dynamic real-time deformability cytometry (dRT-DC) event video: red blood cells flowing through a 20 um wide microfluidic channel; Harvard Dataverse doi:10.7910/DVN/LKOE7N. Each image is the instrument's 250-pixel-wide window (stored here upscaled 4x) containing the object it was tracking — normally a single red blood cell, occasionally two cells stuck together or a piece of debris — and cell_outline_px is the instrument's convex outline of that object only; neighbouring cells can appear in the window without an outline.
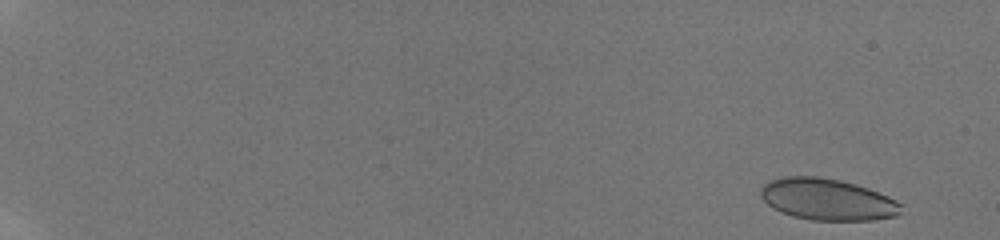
{"species": "human", "species_latin": "Homo sapiens", "temperature_condition": "room temperature", "stored_images_in_passage": 28, "camera_frame_rate_fps": 3000, "um_per_image_px": 0.085, "donor": {"sex": "male"}, "frame": {"image": 1, "passage_image": 2, "time_ms": 0.667, "image_size_px": [1000, 240], "cell_outline_px": [[904, 204], [900, 212], [896, 216], [872, 220], [812, 220], [792, 216], [772, 208], [760, 196], [760, 188], [764, 184], [772, 180], [784, 176], [820, 176], [840, 180], [856, 184], [868, 188], [888, 196]], "centroid_in_image_um": [70.33, 16.94], "position_along_channel_um": 14.7, "area_um2": 34.16}}
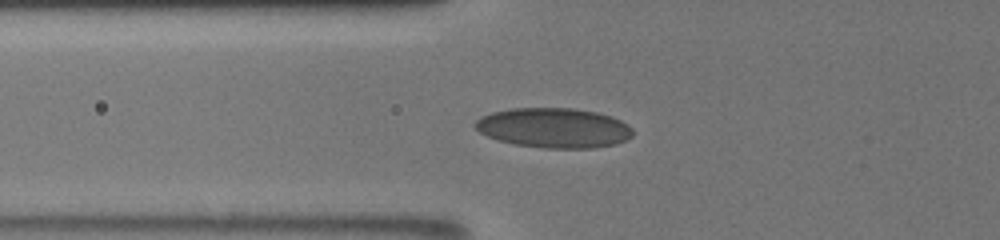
{"frame": {"image": 2, "passage_image": 18, "time_ms": 7.667, "image_size_px": [1000, 240], "cell_outline_px": [[632, 136], [616, 144], [592, 148], [544, 148], [516, 144], [500, 140], [488, 136], [480, 132], [472, 124], [480, 116], [492, 112], [512, 108], [572, 108], [596, 112], [612, 116], [628, 124], [632, 128]], "centroid_in_image_um": [47.07, 10.86], "position_along_channel_um": 78.7, "area_um2": 36.59}}
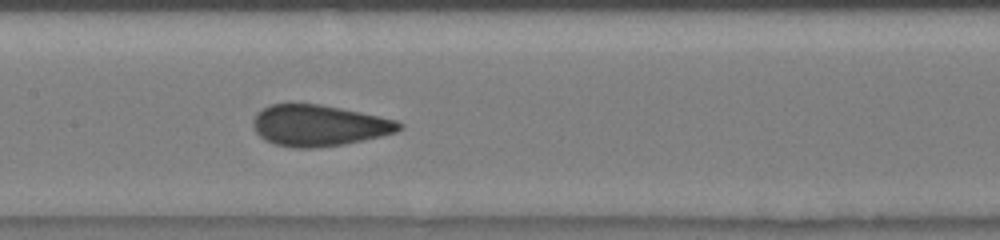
{"frame": {"image": 3, "passage_image": 25, "time_ms": 10.333, "image_size_px": [1000, 240], "cell_outline_px": [[404, 128], [396, 132], [380, 136], [344, 144], [316, 148], [292, 148], [276, 144], [264, 140], [256, 132], [252, 124], [252, 120], [256, 112], [272, 104], [288, 100], [320, 104], [360, 112], [396, 120], [404, 124]], "centroid_in_image_um": [27.05, 10.63], "position_along_channel_um": 180.3, "area_um2": 35.72}}